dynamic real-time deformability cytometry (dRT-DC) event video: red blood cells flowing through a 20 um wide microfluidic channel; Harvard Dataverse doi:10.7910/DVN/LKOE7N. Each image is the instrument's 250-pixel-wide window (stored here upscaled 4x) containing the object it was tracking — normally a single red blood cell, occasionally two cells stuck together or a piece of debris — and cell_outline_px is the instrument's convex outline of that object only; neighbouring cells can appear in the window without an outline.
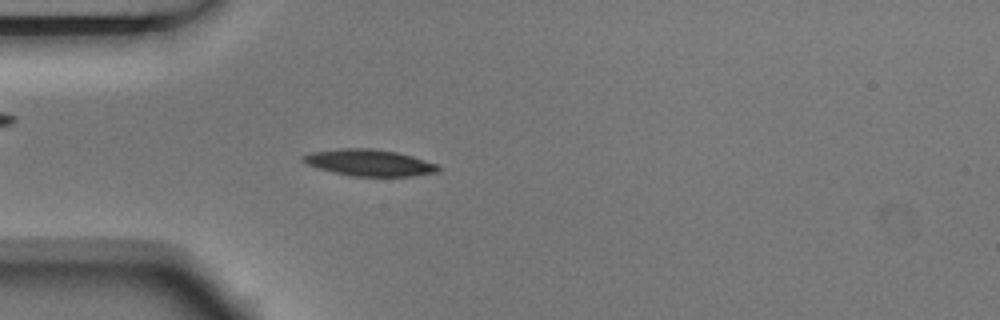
{"species": "Egyptian fruit bat (a non-hibernating species)", "species_latin": "Rousettus aegyptiacus", "temperature_condition": "room temperature", "stored_images_in_passage": 4, "camera_frame_rate_fps": 3000, "um_per_image_px": 0.085, "animal": {"sex": "male"}, "frame": {"image": 1, "passage_image": 4, "time_ms": 1.0, "image_size_px": [1000, 320], "cell_outline_px": [[440, 172], [412, 176], [352, 176], [332, 172], [308, 164], [300, 160], [300, 156], [312, 152], [340, 148], [372, 148], [396, 152], [412, 156], [436, 164], [440, 168]], "centroid_in_image_um": [31.38, 13.83], "position_along_channel_um": 53.6, "area_um2": 20.87}}